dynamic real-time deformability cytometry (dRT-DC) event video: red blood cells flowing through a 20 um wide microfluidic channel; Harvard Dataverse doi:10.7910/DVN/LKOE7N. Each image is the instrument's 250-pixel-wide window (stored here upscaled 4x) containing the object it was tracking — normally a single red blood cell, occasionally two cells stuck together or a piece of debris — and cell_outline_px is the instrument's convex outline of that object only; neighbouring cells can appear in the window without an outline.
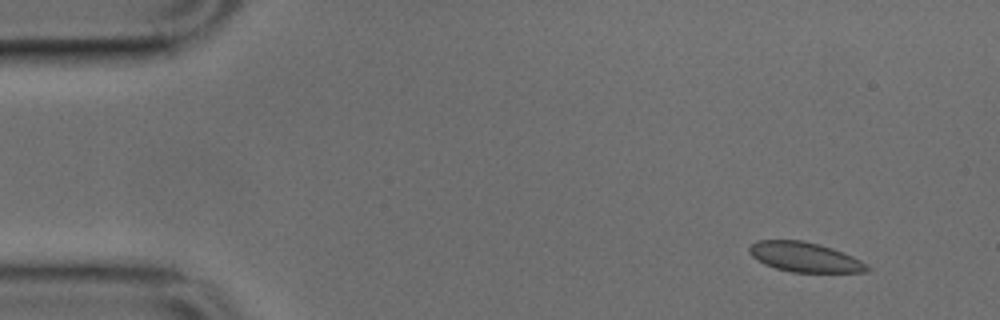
{"species": "common noctule bat (a hibernating species)", "species_latin": "Nyctalus noctula", "temperature_condition": "cold", "stored_images_in_passage": 3, "camera_frame_rate_fps": 3000, "um_per_image_px": 0.085, "animal": {"sex": "male", "body_mass_g": 17.9, "forearm_length_mm": 54.2}, "frame": {"image": 1, "passage_image": 1, "time_ms": 0.0, "image_size_px": [1000, 320], "cell_outline_px": [[868, 268], [864, 272], [792, 272], [776, 268], [764, 264], [752, 256], [748, 252], [748, 248], [756, 240], [800, 240], [832, 248], [844, 252], [860, 260]], "centroid_in_image_um": [68.34, 21.84], "position_along_channel_um": 16.7, "area_um2": 20.11}}